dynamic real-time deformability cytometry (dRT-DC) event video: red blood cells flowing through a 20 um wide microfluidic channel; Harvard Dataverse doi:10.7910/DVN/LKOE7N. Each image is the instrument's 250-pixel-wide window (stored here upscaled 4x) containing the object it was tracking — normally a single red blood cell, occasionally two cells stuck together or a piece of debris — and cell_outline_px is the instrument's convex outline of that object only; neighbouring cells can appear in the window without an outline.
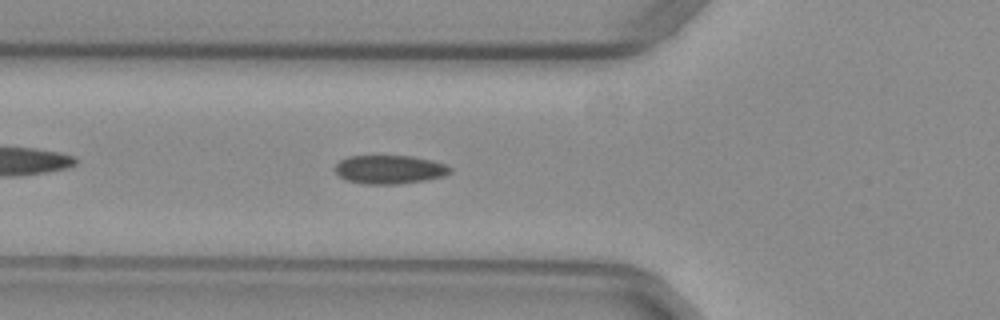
{"species": "common noctule bat (a hibernating species)", "species_latin": "Nyctalus noctula", "temperature_condition": "warm", "stored_images_in_passage": 40, "camera_frame_rate_fps": 3000, "um_per_image_px": 0.085, "animal": {"sex": "female", "body_mass_g": 29.2, "forearm_length_mm": 56.3}, "frame": {"image": 1, "passage_image": 7, "time_ms": 2.0, "image_size_px": [1000, 320], "cell_outline_px": [[452, 172], [444, 176], [424, 180], [396, 184], [364, 184], [344, 180], [336, 172], [336, 164], [340, 160], [348, 156], [412, 156], [432, 160], [448, 164], [452, 168]], "centroid_in_image_um": [33.14, 14.4], "position_along_channel_um": 92.7, "area_um2": 19.31}}
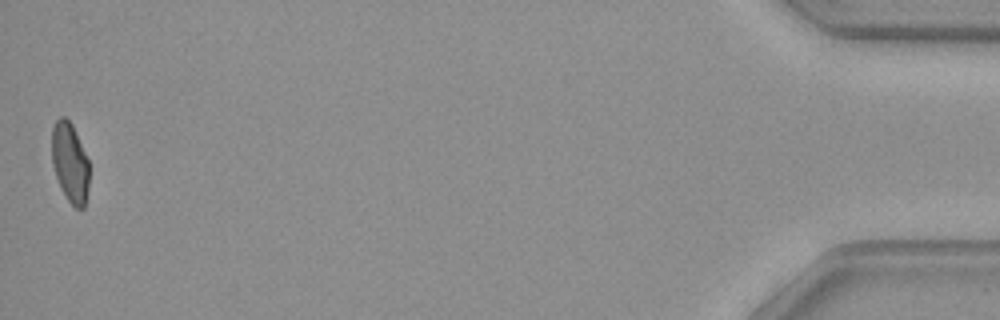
{"frame": {"image": 2, "passage_image": 40, "time_ms": 13.0, "image_size_px": [1000, 320], "cell_outline_px": [[88, 188], [84, 208], [76, 208], [68, 200], [60, 188], [52, 164], [52, 128], [56, 120], [60, 116], [64, 116], [72, 124], [88, 160]], "centroid_in_image_um": [5.93, 13.81], "position_along_channel_um": 429.3, "area_um2": 17.22}, "authors_computed_cell_mechanics": {"area_um2": 19.1607, "velocity_mm_per_s": 3.9566, "shape_relaxation_time_tau1_ms": null, "shape_relaxation_time_tau2_ms": 1.4411, "deformation_change_tau1": null, "deformation_change_tau2": 0.0468}}